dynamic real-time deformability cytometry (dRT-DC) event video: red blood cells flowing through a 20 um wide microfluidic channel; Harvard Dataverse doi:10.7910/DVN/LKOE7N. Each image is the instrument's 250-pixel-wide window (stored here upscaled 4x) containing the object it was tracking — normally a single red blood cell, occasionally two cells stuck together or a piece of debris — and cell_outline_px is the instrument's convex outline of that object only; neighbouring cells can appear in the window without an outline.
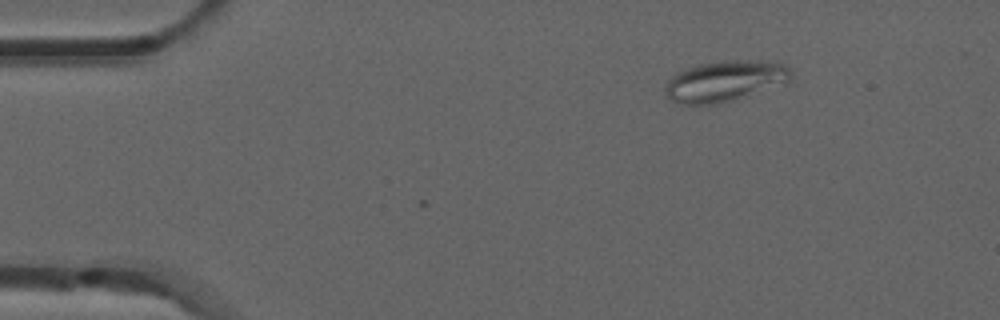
{"species": "common noctule bat (a hibernating species)", "species_latin": "Nyctalus noctula", "temperature_condition": "room temperature", "stored_images_in_passage": 3, "camera_frame_rate_fps": 3000, "um_per_image_px": 0.085, "animal": {"sex": "male", "forearm_length_mm": 52.5}, "frame": {"image": 1, "passage_image": 1, "time_ms": 0.0, "image_size_px": [1000, 320], "cell_outline_px": [[792, 80], [732, 100], [716, 104], [676, 104], [664, 92], [664, 84], [676, 72], [700, 64], [736, 60], [748, 60], [784, 64], [792, 68]], "centroid_in_image_um": [61.58, 6.9], "position_along_channel_um": 23.4, "area_um2": 29.54}}